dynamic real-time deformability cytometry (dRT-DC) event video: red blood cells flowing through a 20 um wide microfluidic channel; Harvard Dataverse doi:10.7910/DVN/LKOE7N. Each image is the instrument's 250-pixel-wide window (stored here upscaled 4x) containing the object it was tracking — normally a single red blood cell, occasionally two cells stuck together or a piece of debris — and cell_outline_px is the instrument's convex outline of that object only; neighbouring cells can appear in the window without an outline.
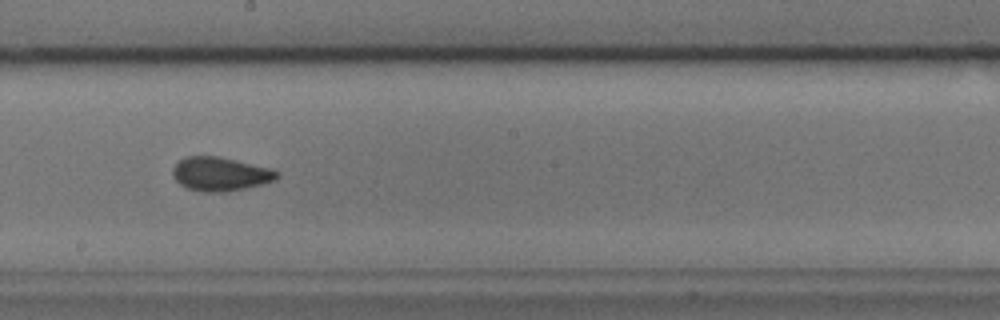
{"species": "common noctule bat (a hibernating species)", "species_latin": "Nyctalus noctula", "temperature_condition": "cold", "stored_images_in_passage": 34, "camera_frame_rate_fps": 3000, "um_per_image_px": 0.085, "animal": {"sex": "male", "body_mass_g": 17.9, "forearm_length_mm": 54.2}, "frame": {"image": 1, "passage_image": 15, "time_ms": 4.667, "image_size_px": [1000, 320], "cell_outline_px": [[280, 176], [276, 180], [264, 184], [244, 188], [220, 192], [204, 192], [188, 188], [180, 184], [172, 176], [172, 168], [180, 160], [188, 156], [216, 156], [272, 168], [280, 172]], "centroid_in_image_um": [18.76, 14.79], "position_along_channel_um": 229.4, "area_um2": 20.52}}
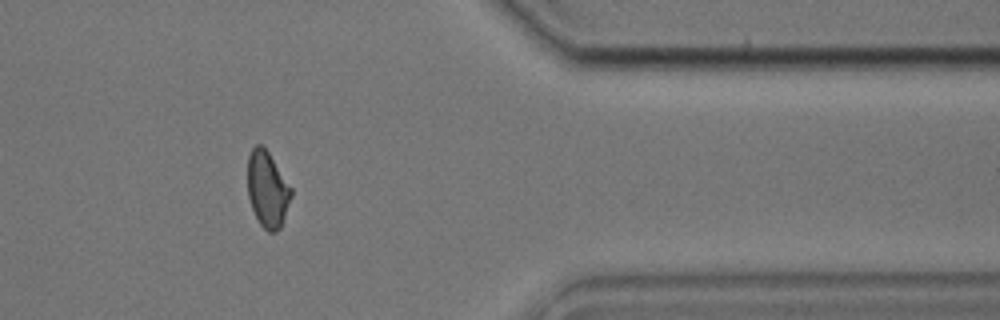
{"frame": {"image": 2, "passage_image": 29, "time_ms": 9.333, "image_size_px": [1000, 320], "cell_outline_px": [[292, 196], [280, 228], [276, 232], [268, 232], [260, 224], [252, 208], [248, 196], [248, 156], [252, 148], [256, 144], [260, 144], [268, 152], [292, 188]], "centroid_in_image_um": [22.73, 16.1], "position_along_channel_um": 388.7, "area_um2": 19.13}, "authors_computed_cell_mechanics": {"area_um2": 20.0277, "velocity_mm_per_s": 3.8544, "shape_relaxation_time_tau1_ms": null, "shape_relaxation_time_tau2_ms": 0.9513, "deformation_change_tau1": null, "deformation_change_tau2": 0.063}}